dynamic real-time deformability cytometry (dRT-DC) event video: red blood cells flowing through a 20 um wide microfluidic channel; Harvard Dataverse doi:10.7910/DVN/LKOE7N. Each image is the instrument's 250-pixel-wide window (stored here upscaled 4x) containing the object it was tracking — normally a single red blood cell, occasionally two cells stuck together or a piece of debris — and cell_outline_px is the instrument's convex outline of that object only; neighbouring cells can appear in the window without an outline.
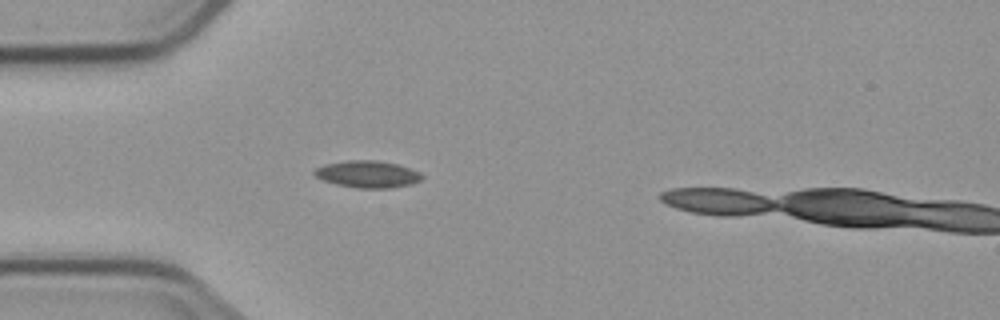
{"species": "common noctule bat (a hibernating species)", "species_latin": "Nyctalus noctula", "temperature_condition": "cold", "stored_images_in_passage": 6, "camera_frame_rate_fps": 3000, "um_per_image_px": 0.085, "animal": {"sex": "male", "body_mass_g": 23.1, "forearm_length_mm": 52.7}, "frame": {"image": 1, "passage_image": 5, "time_ms": 5.0, "image_size_px": [1000, 320], "cell_outline_px": [[424, 176], [420, 180], [412, 184], [392, 188], [356, 188], [336, 184], [324, 180], [316, 176], [312, 172], [316, 168], [324, 164], [348, 160], [376, 160], [396, 164], [420, 172]], "centroid_in_image_um": [31.24, 14.81], "position_along_channel_um": 53.8, "area_um2": 16.88}}